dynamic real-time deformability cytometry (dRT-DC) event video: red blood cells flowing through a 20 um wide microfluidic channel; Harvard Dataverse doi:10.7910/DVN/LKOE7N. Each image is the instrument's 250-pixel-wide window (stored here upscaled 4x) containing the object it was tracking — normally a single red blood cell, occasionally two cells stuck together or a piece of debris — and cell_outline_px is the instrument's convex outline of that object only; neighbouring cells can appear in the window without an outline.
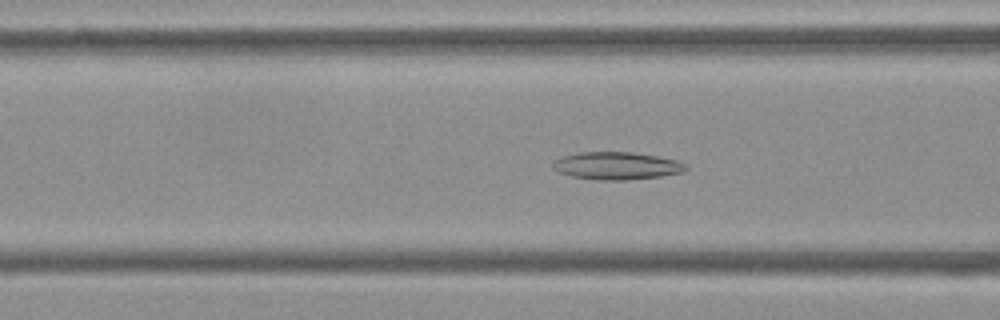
{"species": "Egyptian fruit bat (a non-hibernating species)", "species_latin": "Rousettus aegyptiacus", "temperature_condition": "cold", "stored_images_in_passage": 53, "camera_frame_rate_fps": 3000, "um_per_image_px": 0.085, "frame": {"image": 1, "passage_image": 19, "time_ms": 6.0, "image_size_px": [1000, 320], "cell_outline_px": [[688, 168], [680, 172], [660, 176], [628, 180], [596, 180], [572, 176], [556, 172], [552, 168], [552, 164], [556, 160], [564, 156], [580, 152], [632, 152], [656, 156], [676, 160], [688, 164]], "centroid_in_image_um": [52.4, 14.09], "position_along_channel_um": 114.2, "area_um2": 21.33}}
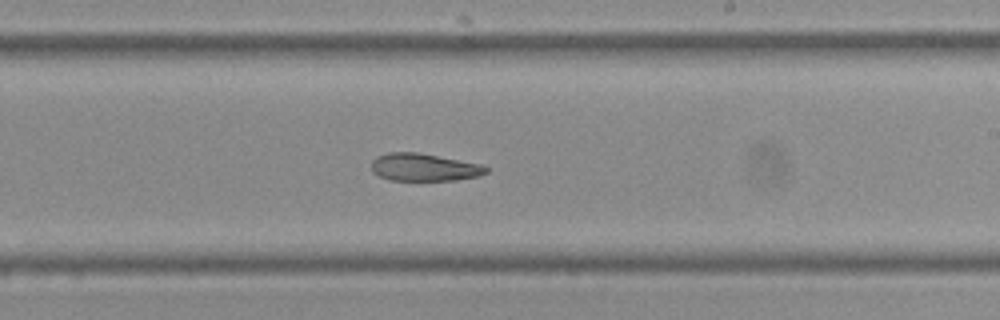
{"frame": {"image": 2, "passage_image": 30, "time_ms": 9.667, "image_size_px": [1000, 320], "cell_outline_px": [[488, 172], [480, 176], [456, 180], [388, 180], [372, 172], [372, 160], [376, 156], [388, 152], [416, 152], [480, 164], [488, 168]], "centroid_in_image_um": [36.02, 14.22], "position_along_channel_um": 253.0, "area_um2": 18.38}}
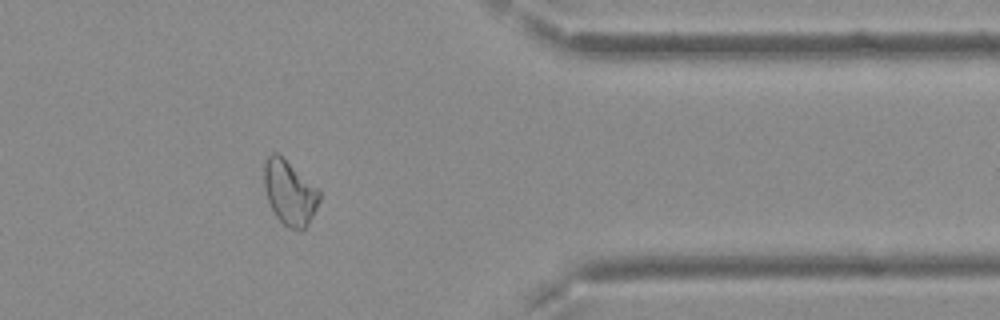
{"frame": {"image": 3, "passage_image": 42, "time_ms": 13.667, "image_size_px": [1000, 320], "cell_outline_px": [[320, 200], [308, 224], [304, 228], [288, 228], [276, 216], [268, 200], [264, 188], [264, 160], [272, 152], [276, 152], [316, 188], [320, 192]], "centroid_in_image_um": [24.58, 16.37], "position_along_channel_um": 386.8, "area_um2": 20.11}, "authors_computed_cell_mechanics": {"area_um2": 21.8484, "velocity_mm_per_s": 3.7813, "shape_relaxation_time_tau1_ms": null, "shape_relaxation_time_tau2_ms": 8.5926, "deformation_change_tau1": null, "deformation_change_tau2": 0.1694}}